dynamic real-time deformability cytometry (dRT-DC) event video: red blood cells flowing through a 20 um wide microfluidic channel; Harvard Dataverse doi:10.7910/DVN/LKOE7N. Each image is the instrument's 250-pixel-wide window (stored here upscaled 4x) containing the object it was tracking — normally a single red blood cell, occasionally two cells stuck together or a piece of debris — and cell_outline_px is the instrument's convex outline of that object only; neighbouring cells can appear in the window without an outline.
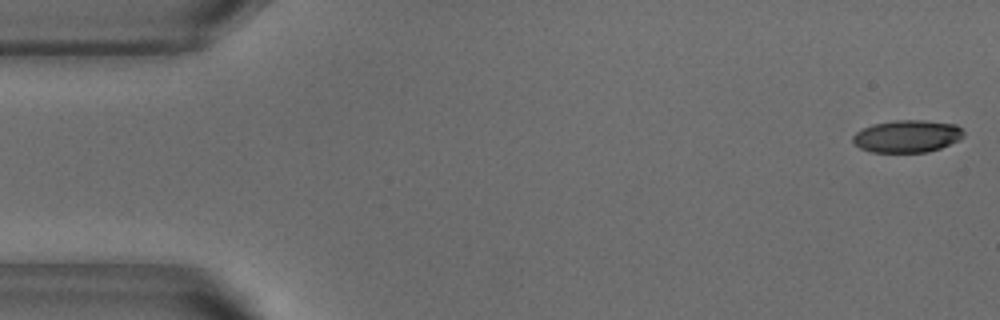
{"species": "common noctule bat (a hibernating species)", "species_latin": "Nyctalus noctula", "temperature_condition": "warm", "stored_images_in_passage": 52, "camera_frame_rate_fps": 3000, "um_per_image_px": 0.085, "animal": {"sex": "male", "body_mass_g": 18.8}, "frame": {"image": 1, "passage_image": 1, "time_ms": 0.0, "image_size_px": [1000, 320], "cell_outline_px": [[964, 136], [960, 140], [940, 148], [928, 152], [872, 152], [860, 148], [852, 140], [852, 136], [856, 132], [872, 124], [896, 120], [924, 120], [956, 124], [964, 132]], "centroid_in_image_um": [77.13, 11.58], "position_along_channel_um": 7.9, "area_um2": 20.92}}
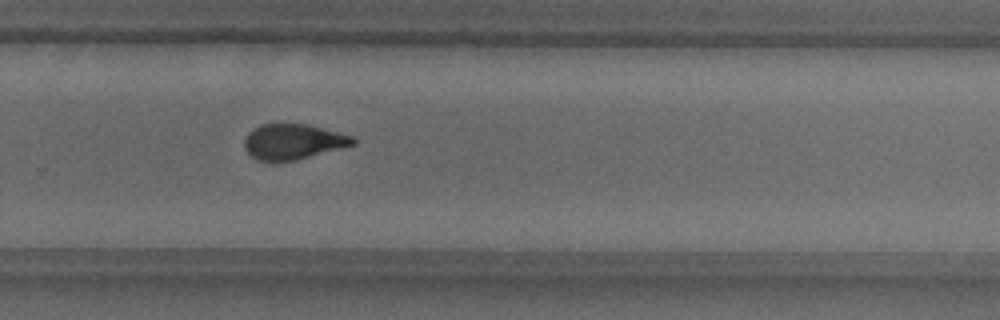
{"frame": {"image": 2, "passage_image": 34, "time_ms": 11.0, "image_size_px": [1000, 320], "cell_outline_px": [[356, 144], [296, 160], [272, 164], [256, 160], [244, 148], [244, 140], [248, 132], [252, 128], [260, 124], [308, 124], [352, 136], [356, 140]], "centroid_in_image_um": [24.86, 12.07], "position_along_channel_um": 304.9, "area_um2": 22.77}}
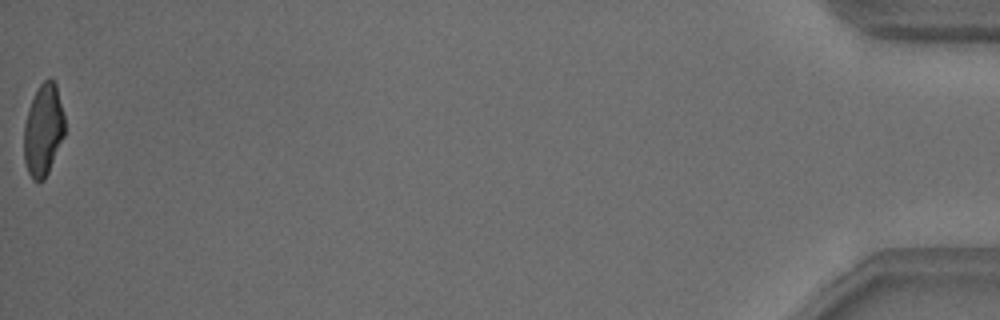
{"frame": {"image": 3, "passage_image": 52, "time_ms": 17.0, "image_size_px": [1000, 320], "cell_outline_px": [[64, 136], [48, 172], [44, 180], [32, 180], [28, 172], [24, 160], [24, 124], [28, 108], [40, 84], [48, 76], [56, 84], [64, 116]], "centroid_in_image_um": [3.67, 11.05], "position_along_channel_um": 431.5, "area_um2": 21.68}, "authors_computed_cell_mechanics": {"area_um2": 23.12, "velocity_mm_per_s": 3.8278, "shape_relaxation_time_tau1_ms": 5.5204, "shape_relaxation_time_tau2_ms": 1.9026, "deformation_change_tau1": 0.1926, "deformation_change_tau2": 0.1006}}